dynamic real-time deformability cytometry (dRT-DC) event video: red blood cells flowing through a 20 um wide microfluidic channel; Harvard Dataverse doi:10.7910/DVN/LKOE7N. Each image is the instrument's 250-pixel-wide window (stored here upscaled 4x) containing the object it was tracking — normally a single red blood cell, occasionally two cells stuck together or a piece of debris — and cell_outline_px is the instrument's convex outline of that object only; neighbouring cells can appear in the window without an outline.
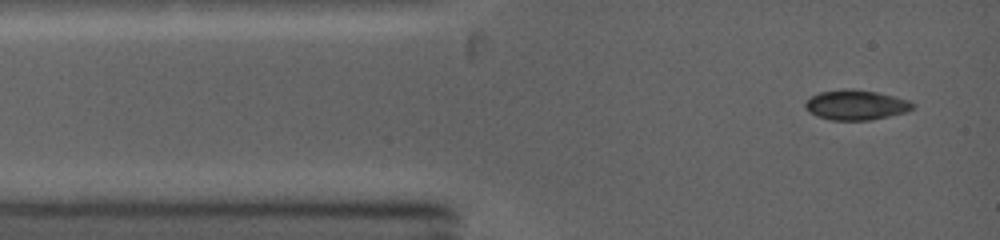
{"species": "common noctule bat (a hibernating species)", "species_latin": "Nyctalus noctula", "temperature_condition": "warm", "stored_images_in_passage": 5, "camera_frame_rate_fps": 5000, "um_per_image_px": 0.085, "animal": {"sex": "female", "body_mass_g": 19.0, "forearm_length_mm": 53.3}, "frame": {"image": 1, "passage_image": 1, "time_ms": 0.0, "image_size_px": [1000, 240], "cell_outline_px": [[916, 104], [912, 108], [904, 112], [872, 120], [832, 120], [816, 116], [808, 112], [804, 108], [804, 104], [812, 96], [820, 92], [844, 88], [852, 88], [876, 92], [908, 100]], "centroid_in_image_um": [72.71, 8.92], "position_along_channel_um": 12.3, "area_um2": 18.73}}
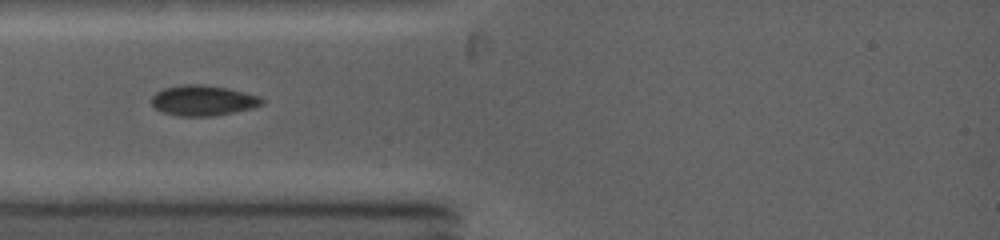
{"frame": {"image": 2, "passage_image": 4, "time_ms": 2.2, "image_size_px": [1000, 240], "cell_outline_px": [[264, 104], [252, 108], [212, 116], [180, 116], [164, 112], [156, 108], [152, 104], [152, 96], [156, 92], [164, 88], [184, 84], [204, 84], [228, 88], [260, 96], [264, 100]], "centroid_in_image_um": [17.28, 8.53], "position_along_channel_um": 67.7, "area_um2": 19.48}}